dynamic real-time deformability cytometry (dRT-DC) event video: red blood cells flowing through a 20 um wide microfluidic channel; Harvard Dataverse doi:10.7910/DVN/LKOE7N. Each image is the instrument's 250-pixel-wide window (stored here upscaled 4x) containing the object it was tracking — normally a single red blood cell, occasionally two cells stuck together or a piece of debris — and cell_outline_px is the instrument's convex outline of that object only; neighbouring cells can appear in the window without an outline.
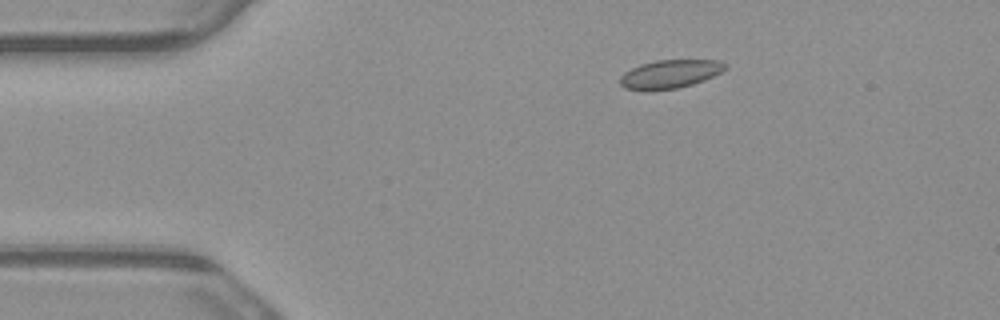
{"species": "common noctule bat (a hibernating species)", "species_latin": "Nyctalus noctula", "temperature_condition": "warm", "stored_images_in_passage": 4, "camera_frame_rate_fps": 3000, "um_per_image_px": 0.085, "animal": {"sex": "male", "body_mass_g": 23.1, "forearm_length_mm": 52.7}, "frame": {"image": 1, "passage_image": 3, "time_ms": 0.667, "image_size_px": [1000, 320], "cell_outline_px": [[728, 68], [704, 80], [692, 84], [676, 88], [624, 88], [620, 84], [620, 76], [624, 72], [640, 64], [656, 60], [720, 60], [728, 64]], "centroid_in_image_um": [57.0, 6.24], "position_along_channel_um": 28.0, "area_um2": 16.94}}